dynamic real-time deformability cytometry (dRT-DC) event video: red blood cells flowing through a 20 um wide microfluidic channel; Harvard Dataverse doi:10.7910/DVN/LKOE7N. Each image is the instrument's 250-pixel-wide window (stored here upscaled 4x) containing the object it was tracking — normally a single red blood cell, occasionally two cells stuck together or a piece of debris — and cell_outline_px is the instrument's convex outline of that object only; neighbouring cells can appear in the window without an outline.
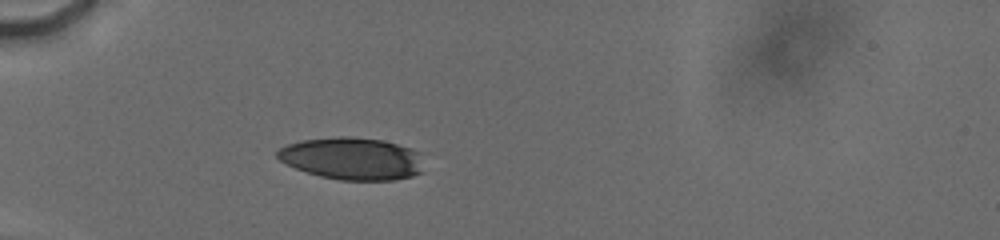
{"species": "human", "species_latin": "Homo sapiens", "temperature_condition": "cold", "stored_images_in_passage": 21, "camera_frame_rate_fps": 3000, "um_per_image_px": 0.085, "donor": {"sex": "male"}, "frame": {"image": 1, "passage_image": 4, "time_ms": 1.667, "image_size_px": [1000, 240], "cell_outline_px": [[424, 172], [412, 176], [392, 180], [340, 180], [320, 176], [296, 168], [280, 160], [276, 156], [276, 152], [280, 148], [288, 144], [300, 140], [340, 136], [348, 136], [384, 140], [412, 148], [420, 152]], "centroid_in_image_um": [29.97, 13.47], "position_along_channel_um": 55.0, "area_um2": 36.3}}
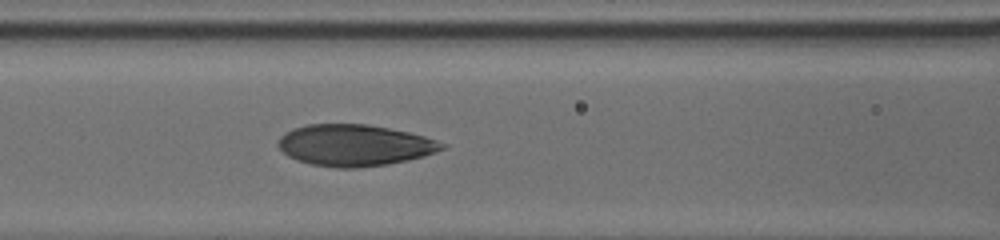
{"frame": {"image": 2, "passage_image": 14, "time_ms": 4.333, "image_size_px": [1000, 240], "cell_outline_px": [[448, 144], [444, 148], [436, 152], [424, 156], [408, 160], [388, 164], [356, 168], [336, 168], [312, 164], [296, 160], [288, 156], [276, 144], [280, 136], [284, 132], [308, 124], [368, 124], [408, 132], [424, 136]], "centroid_in_image_um": [30.13, 12.35], "position_along_channel_um": 136.5, "area_um2": 39.59}}
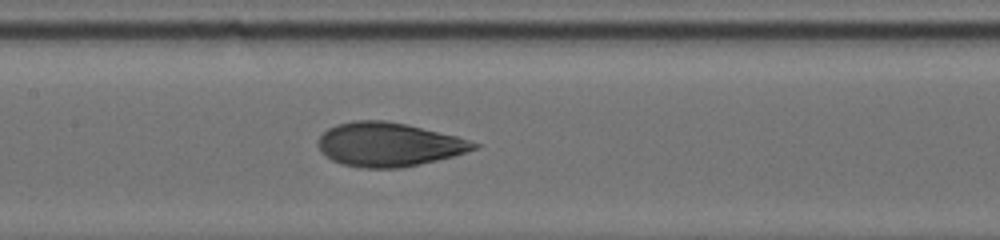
{"frame": {"image": 3, "passage_image": 19, "time_ms": 5.333, "image_size_px": [1000, 240], "cell_outline_px": [[480, 144], [476, 148], [452, 156], [420, 164], [400, 168], [360, 168], [340, 164], [324, 156], [320, 152], [316, 144], [316, 140], [328, 128], [336, 124], [352, 120], [384, 120], [408, 124], [456, 136]], "centroid_in_image_um": [32.95, 12.28], "position_along_channel_um": 174.4, "area_um2": 40.06}}